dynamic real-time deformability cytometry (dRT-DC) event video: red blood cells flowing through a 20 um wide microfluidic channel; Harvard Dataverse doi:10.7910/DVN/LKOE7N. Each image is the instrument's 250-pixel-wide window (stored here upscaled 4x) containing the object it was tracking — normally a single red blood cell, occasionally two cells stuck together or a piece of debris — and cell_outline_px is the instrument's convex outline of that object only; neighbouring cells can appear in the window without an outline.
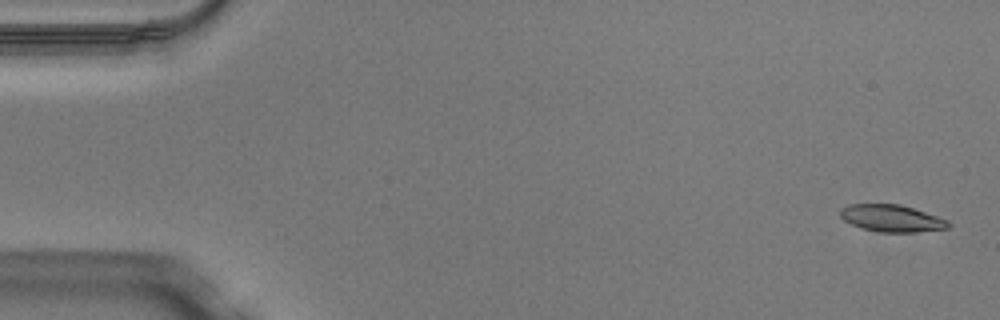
{"species": "Egyptian fruit bat (a non-hibernating species)", "species_latin": "Rousettus aegyptiacus", "temperature_condition": "warm", "stored_images_in_passage": 49, "camera_frame_rate_fps": 3000, "um_per_image_px": 0.085, "animal": {"sex": "male"}, "frame": {"image": 1, "passage_image": 1, "time_ms": 0.0, "image_size_px": [1000, 320], "cell_outline_px": [[952, 224], [948, 228], [912, 232], [880, 232], [864, 228], [852, 224], [844, 220], [840, 216], [840, 208], [848, 204], [900, 204], [948, 220]], "centroid_in_image_um": [75.78, 18.55], "position_along_channel_um": 9.2, "area_um2": 16.82}}
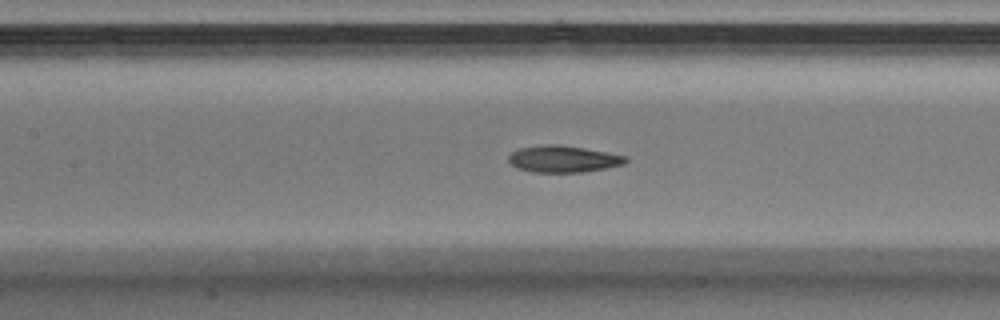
{"frame": {"image": 2, "passage_image": 22, "time_ms": 7.0, "image_size_px": [1000, 320], "cell_outline_px": [[628, 160], [624, 164], [604, 168], [580, 172], [532, 172], [516, 168], [508, 160], [508, 156], [512, 152], [520, 148], [544, 144], [560, 144], [584, 148], [628, 156]], "centroid_in_image_um": [47.86, 13.5], "position_along_channel_um": 159.5, "area_um2": 18.21}}
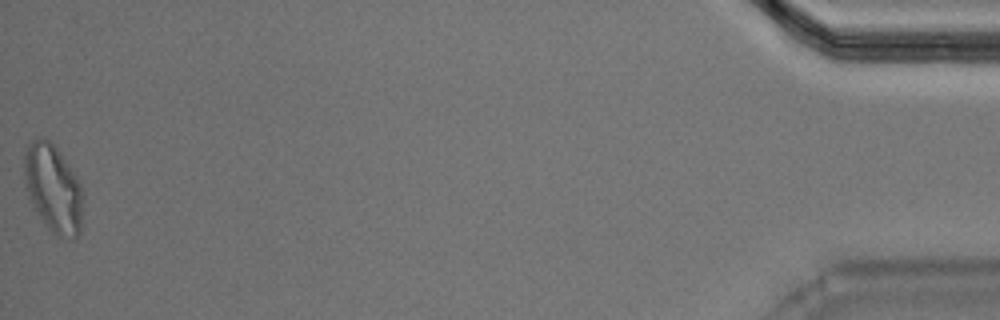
{"frame": {"image": 3, "passage_image": 49, "time_ms": 16.0, "image_size_px": [1000, 320], "cell_outline_px": [[84, 200], [80, 232], [72, 240], [56, 236], [48, 228], [32, 208], [24, 184], [24, 152], [28, 144], [36, 136], [48, 140], [60, 152], [76, 176], [84, 192]], "centroid_in_image_um": [4.52, 16.05], "position_along_channel_um": 430.7, "area_um2": 30.75}, "authors_computed_cell_mechanics": {"area_um2": 18.207, "velocity_mm_per_s": 4.0927, "shape_relaxation_time_tau1_ms": 11.3282, "shape_relaxation_time_tau2_ms": 2.9595, "deformation_change_tau1": 0.2942, "deformation_change_tau2": 0.1053}}